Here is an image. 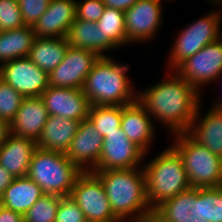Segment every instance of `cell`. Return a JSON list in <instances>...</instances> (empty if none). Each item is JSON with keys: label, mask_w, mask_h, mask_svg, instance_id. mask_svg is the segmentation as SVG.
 Wrapping results in <instances>:
<instances>
[{"label": "cell", "mask_w": 222, "mask_h": 222, "mask_svg": "<svg viewBox=\"0 0 222 222\" xmlns=\"http://www.w3.org/2000/svg\"><path fill=\"white\" fill-rule=\"evenodd\" d=\"M25 26L17 0H0V31Z\"/></svg>", "instance_id": "1f68e13d"}, {"label": "cell", "mask_w": 222, "mask_h": 222, "mask_svg": "<svg viewBox=\"0 0 222 222\" xmlns=\"http://www.w3.org/2000/svg\"><path fill=\"white\" fill-rule=\"evenodd\" d=\"M152 117L137 100L122 106L121 129L127 138L137 145L145 154L154 141L155 127Z\"/></svg>", "instance_id": "ac0fdd59"}, {"label": "cell", "mask_w": 222, "mask_h": 222, "mask_svg": "<svg viewBox=\"0 0 222 222\" xmlns=\"http://www.w3.org/2000/svg\"><path fill=\"white\" fill-rule=\"evenodd\" d=\"M174 71L201 93L205 84L222 76V37L188 57Z\"/></svg>", "instance_id": "9c48e42d"}, {"label": "cell", "mask_w": 222, "mask_h": 222, "mask_svg": "<svg viewBox=\"0 0 222 222\" xmlns=\"http://www.w3.org/2000/svg\"><path fill=\"white\" fill-rule=\"evenodd\" d=\"M70 197L78 204L85 218L93 222H120L113 214L101 179L91 171L76 179Z\"/></svg>", "instance_id": "ba28073f"}, {"label": "cell", "mask_w": 222, "mask_h": 222, "mask_svg": "<svg viewBox=\"0 0 222 222\" xmlns=\"http://www.w3.org/2000/svg\"><path fill=\"white\" fill-rule=\"evenodd\" d=\"M154 211L166 222H205L203 188L191 187L163 201Z\"/></svg>", "instance_id": "2e32d148"}, {"label": "cell", "mask_w": 222, "mask_h": 222, "mask_svg": "<svg viewBox=\"0 0 222 222\" xmlns=\"http://www.w3.org/2000/svg\"><path fill=\"white\" fill-rule=\"evenodd\" d=\"M0 78L24 97H40L49 87V73L36 66L28 57L1 65Z\"/></svg>", "instance_id": "8fae6325"}, {"label": "cell", "mask_w": 222, "mask_h": 222, "mask_svg": "<svg viewBox=\"0 0 222 222\" xmlns=\"http://www.w3.org/2000/svg\"><path fill=\"white\" fill-rule=\"evenodd\" d=\"M68 46L67 37H36L27 57L40 69L50 73L61 64Z\"/></svg>", "instance_id": "cb8c5ba5"}, {"label": "cell", "mask_w": 222, "mask_h": 222, "mask_svg": "<svg viewBox=\"0 0 222 222\" xmlns=\"http://www.w3.org/2000/svg\"><path fill=\"white\" fill-rule=\"evenodd\" d=\"M145 155L147 154L131 142L119 127L116 132L103 138L100 158L91 172L142 167Z\"/></svg>", "instance_id": "7c38bea8"}, {"label": "cell", "mask_w": 222, "mask_h": 222, "mask_svg": "<svg viewBox=\"0 0 222 222\" xmlns=\"http://www.w3.org/2000/svg\"><path fill=\"white\" fill-rule=\"evenodd\" d=\"M0 222H24V219L22 214L3 207L0 211Z\"/></svg>", "instance_id": "8d00e7d4"}, {"label": "cell", "mask_w": 222, "mask_h": 222, "mask_svg": "<svg viewBox=\"0 0 222 222\" xmlns=\"http://www.w3.org/2000/svg\"><path fill=\"white\" fill-rule=\"evenodd\" d=\"M35 38L32 26L28 25L0 31V66L11 60L27 57Z\"/></svg>", "instance_id": "d4e9b609"}, {"label": "cell", "mask_w": 222, "mask_h": 222, "mask_svg": "<svg viewBox=\"0 0 222 222\" xmlns=\"http://www.w3.org/2000/svg\"><path fill=\"white\" fill-rule=\"evenodd\" d=\"M44 195L38 186L28 176L14 178L3 193L4 208L22 215Z\"/></svg>", "instance_id": "603a6c76"}, {"label": "cell", "mask_w": 222, "mask_h": 222, "mask_svg": "<svg viewBox=\"0 0 222 222\" xmlns=\"http://www.w3.org/2000/svg\"><path fill=\"white\" fill-rule=\"evenodd\" d=\"M80 121L49 115L37 147L44 150L66 153L70 143L78 131Z\"/></svg>", "instance_id": "7402d4cb"}, {"label": "cell", "mask_w": 222, "mask_h": 222, "mask_svg": "<svg viewBox=\"0 0 222 222\" xmlns=\"http://www.w3.org/2000/svg\"><path fill=\"white\" fill-rule=\"evenodd\" d=\"M85 219L82 210L70 196H61L55 222H81Z\"/></svg>", "instance_id": "836d02e7"}, {"label": "cell", "mask_w": 222, "mask_h": 222, "mask_svg": "<svg viewBox=\"0 0 222 222\" xmlns=\"http://www.w3.org/2000/svg\"><path fill=\"white\" fill-rule=\"evenodd\" d=\"M105 7L121 10L125 12L130 9L138 0H102Z\"/></svg>", "instance_id": "d590c367"}, {"label": "cell", "mask_w": 222, "mask_h": 222, "mask_svg": "<svg viewBox=\"0 0 222 222\" xmlns=\"http://www.w3.org/2000/svg\"><path fill=\"white\" fill-rule=\"evenodd\" d=\"M67 39L73 47L87 49L104 57V34L95 22L76 19L71 25Z\"/></svg>", "instance_id": "484cf974"}, {"label": "cell", "mask_w": 222, "mask_h": 222, "mask_svg": "<svg viewBox=\"0 0 222 222\" xmlns=\"http://www.w3.org/2000/svg\"><path fill=\"white\" fill-rule=\"evenodd\" d=\"M104 34V57L107 51L124 47L126 44L125 16L118 9L105 7L103 15L96 22Z\"/></svg>", "instance_id": "4316f807"}, {"label": "cell", "mask_w": 222, "mask_h": 222, "mask_svg": "<svg viewBox=\"0 0 222 222\" xmlns=\"http://www.w3.org/2000/svg\"><path fill=\"white\" fill-rule=\"evenodd\" d=\"M213 107L212 109H215V110H218L219 112H222V98H218L217 99V102L215 101L214 104H212Z\"/></svg>", "instance_id": "60d3db41"}, {"label": "cell", "mask_w": 222, "mask_h": 222, "mask_svg": "<svg viewBox=\"0 0 222 222\" xmlns=\"http://www.w3.org/2000/svg\"><path fill=\"white\" fill-rule=\"evenodd\" d=\"M14 177L0 165V193L3 194L5 189L12 183Z\"/></svg>", "instance_id": "74e56055"}, {"label": "cell", "mask_w": 222, "mask_h": 222, "mask_svg": "<svg viewBox=\"0 0 222 222\" xmlns=\"http://www.w3.org/2000/svg\"><path fill=\"white\" fill-rule=\"evenodd\" d=\"M147 198L154 210L163 201L191 188L183 161L170 145L143 166Z\"/></svg>", "instance_id": "277c9868"}, {"label": "cell", "mask_w": 222, "mask_h": 222, "mask_svg": "<svg viewBox=\"0 0 222 222\" xmlns=\"http://www.w3.org/2000/svg\"><path fill=\"white\" fill-rule=\"evenodd\" d=\"M200 104L187 133L198 143L222 158V112L209 109L201 118Z\"/></svg>", "instance_id": "44dd1931"}, {"label": "cell", "mask_w": 222, "mask_h": 222, "mask_svg": "<svg viewBox=\"0 0 222 222\" xmlns=\"http://www.w3.org/2000/svg\"><path fill=\"white\" fill-rule=\"evenodd\" d=\"M221 11H210V14L201 16L187 25L176 36L168 57L170 71H174L188 57L193 56L206 45L222 37Z\"/></svg>", "instance_id": "52a82bcc"}, {"label": "cell", "mask_w": 222, "mask_h": 222, "mask_svg": "<svg viewBox=\"0 0 222 222\" xmlns=\"http://www.w3.org/2000/svg\"><path fill=\"white\" fill-rule=\"evenodd\" d=\"M48 117L49 113L41 97H24L10 123V133L37 142Z\"/></svg>", "instance_id": "d6986e66"}, {"label": "cell", "mask_w": 222, "mask_h": 222, "mask_svg": "<svg viewBox=\"0 0 222 222\" xmlns=\"http://www.w3.org/2000/svg\"><path fill=\"white\" fill-rule=\"evenodd\" d=\"M103 148V138L87 118L79 124L65 155L82 172L92 171L97 165Z\"/></svg>", "instance_id": "9a60e30c"}, {"label": "cell", "mask_w": 222, "mask_h": 222, "mask_svg": "<svg viewBox=\"0 0 222 222\" xmlns=\"http://www.w3.org/2000/svg\"><path fill=\"white\" fill-rule=\"evenodd\" d=\"M40 97L49 115L80 122L88 118L91 103L82 89L49 86Z\"/></svg>", "instance_id": "5bb4252c"}, {"label": "cell", "mask_w": 222, "mask_h": 222, "mask_svg": "<svg viewBox=\"0 0 222 222\" xmlns=\"http://www.w3.org/2000/svg\"><path fill=\"white\" fill-rule=\"evenodd\" d=\"M171 146L180 155L191 187L222 186V158L194 140L187 132L171 135ZM175 140V141H174Z\"/></svg>", "instance_id": "8992f818"}, {"label": "cell", "mask_w": 222, "mask_h": 222, "mask_svg": "<svg viewBox=\"0 0 222 222\" xmlns=\"http://www.w3.org/2000/svg\"><path fill=\"white\" fill-rule=\"evenodd\" d=\"M94 173L101 179L111 210L120 222H135L153 210L147 198L143 167Z\"/></svg>", "instance_id": "7a4b0ae2"}, {"label": "cell", "mask_w": 222, "mask_h": 222, "mask_svg": "<svg viewBox=\"0 0 222 222\" xmlns=\"http://www.w3.org/2000/svg\"><path fill=\"white\" fill-rule=\"evenodd\" d=\"M122 106L91 105L88 119L97 132L104 138L107 134L116 132L121 126Z\"/></svg>", "instance_id": "83f0119b"}, {"label": "cell", "mask_w": 222, "mask_h": 222, "mask_svg": "<svg viewBox=\"0 0 222 222\" xmlns=\"http://www.w3.org/2000/svg\"><path fill=\"white\" fill-rule=\"evenodd\" d=\"M82 171L64 153L37 147L33 153L27 176L44 194L70 196Z\"/></svg>", "instance_id": "5b68a950"}, {"label": "cell", "mask_w": 222, "mask_h": 222, "mask_svg": "<svg viewBox=\"0 0 222 222\" xmlns=\"http://www.w3.org/2000/svg\"><path fill=\"white\" fill-rule=\"evenodd\" d=\"M81 222H93V221H90V220L85 219V220H83V221H81Z\"/></svg>", "instance_id": "7bdbcfd3"}, {"label": "cell", "mask_w": 222, "mask_h": 222, "mask_svg": "<svg viewBox=\"0 0 222 222\" xmlns=\"http://www.w3.org/2000/svg\"><path fill=\"white\" fill-rule=\"evenodd\" d=\"M205 222H222V186L203 188Z\"/></svg>", "instance_id": "4dcf8cb0"}, {"label": "cell", "mask_w": 222, "mask_h": 222, "mask_svg": "<svg viewBox=\"0 0 222 222\" xmlns=\"http://www.w3.org/2000/svg\"><path fill=\"white\" fill-rule=\"evenodd\" d=\"M162 3V0H138L124 12L126 45L132 42L146 43L156 36L163 22Z\"/></svg>", "instance_id": "30bf717a"}, {"label": "cell", "mask_w": 222, "mask_h": 222, "mask_svg": "<svg viewBox=\"0 0 222 222\" xmlns=\"http://www.w3.org/2000/svg\"><path fill=\"white\" fill-rule=\"evenodd\" d=\"M36 148L34 140L10 134L0 146V165L14 178L27 176Z\"/></svg>", "instance_id": "ffe728a7"}, {"label": "cell", "mask_w": 222, "mask_h": 222, "mask_svg": "<svg viewBox=\"0 0 222 222\" xmlns=\"http://www.w3.org/2000/svg\"><path fill=\"white\" fill-rule=\"evenodd\" d=\"M135 222H166L160 215H158L154 210L146 213L141 218Z\"/></svg>", "instance_id": "f35d334b"}, {"label": "cell", "mask_w": 222, "mask_h": 222, "mask_svg": "<svg viewBox=\"0 0 222 222\" xmlns=\"http://www.w3.org/2000/svg\"><path fill=\"white\" fill-rule=\"evenodd\" d=\"M169 72L163 81L137 93L148 114L175 135L189 130L202 94L175 71Z\"/></svg>", "instance_id": "6da1fadb"}, {"label": "cell", "mask_w": 222, "mask_h": 222, "mask_svg": "<svg viewBox=\"0 0 222 222\" xmlns=\"http://www.w3.org/2000/svg\"><path fill=\"white\" fill-rule=\"evenodd\" d=\"M61 196L44 194L23 215L24 222H55Z\"/></svg>", "instance_id": "f1b7e54d"}, {"label": "cell", "mask_w": 222, "mask_h": 222, "mask_svg": "<svg viewBox=\"0 0 222 222\" xmlns=\"http://www.w3.org/2000/svg\"><path fill=\"white\" fill-rule=\"evenodd\" d=\"M4 207L3 205V194L0 193V211Z\"/></svg>", "instance_id": "b9f144b4"}, {"label": "cell", "mask_w": 222, "mask_h": 222, "mask_svg": "<svg viewBox=\"0 0 222 222\" xmlns=\"http://www.w3.org/2000/svg\"><path fill=\"white\" fill-rule=\"evenodd\" d=\"M23 22L33 26L49 7L51 0H17Z\"/></svg>", "instance_id": "d6a6232c"}, {"label": "cell", "mask_w": 222, "mask_h": 222, "mask_svg": "<svg viewBox=\"0 0 222 222\" xmlns=\"http://www.w3.org/2000/svg\"><path fill=\"white\" fill-rule=\"evenodd\" d=\"M10 134V124L6 121L0 120V146L6 141Z\"/></svg>", "instance_id": "ab89813d"}, {"label": "cell", "mask_w": 222, "mask_h": 222, "mask_svg": "<svg viewBox=\"0 0 222 222\" xmlns=\"http://www.w3.org/2000/svg\"><path fill=\"white\" fill-rule=\"evenodd\" d=\"M105 4L102 0H76V19L97 22L103 15Z\"/></svg>", "instance_id": "e575fe53"}, {"label": "cell", "mask_w": 222, "mask_h": 222, "mask_svg": "<svg viewBox=\"0 0 222 222\" xmlns=\"http://www.w3.org/2000/svg\"><path fill=\"white\" fill-rule=\"evenodd\" d=\"M129 65L108 56L99 57L84 81L82 91L91 105L125 106L138 100L126 75Z\"/></svg>", "instance_id": "3957f363"}, {"label": "cell", "mask_w": 222, "mask_h": 222, "mask_svg": "<svg viewBox=\"0 0 222 222\" xmlns=\"http://www.w3.org/2000/svg\"><path fill=\"white\" fill-rule=\"evenodd\" d=\"M99 57L93 51L69 45L61 64L49 73V86L82 89Z\"/></svg>", "instance_id": "4fadbf2b"}, {"label": "cell", "mask_w": 222, "mask_h": 222, "mask_svg": "<svg viewBox=\"0 0 222 222\" xmlns=\"http://www.w3.org/2000/svg\"><path fill=\"white\" fill-rule=\"evenodd\" d=\"M76 20V0H51L49 7L32 26L36 37H67Z\"/></svg>", "instance_id": "e0dca14e"}, {"label": "cell", "mask_w": 222, "mask_h": 222, "mask_svg": "<svg viewBox=\"0 0 222 222\" xmlns=\"http://www.w3.org/2000/svg\"><path fill=\"white\" fill-rule=\"evenodd\" d=\"M23 98V95L0 78V120L10 124L20 108Z\"/></svg>", "instance_id": "f546056e"}]
</instances>
